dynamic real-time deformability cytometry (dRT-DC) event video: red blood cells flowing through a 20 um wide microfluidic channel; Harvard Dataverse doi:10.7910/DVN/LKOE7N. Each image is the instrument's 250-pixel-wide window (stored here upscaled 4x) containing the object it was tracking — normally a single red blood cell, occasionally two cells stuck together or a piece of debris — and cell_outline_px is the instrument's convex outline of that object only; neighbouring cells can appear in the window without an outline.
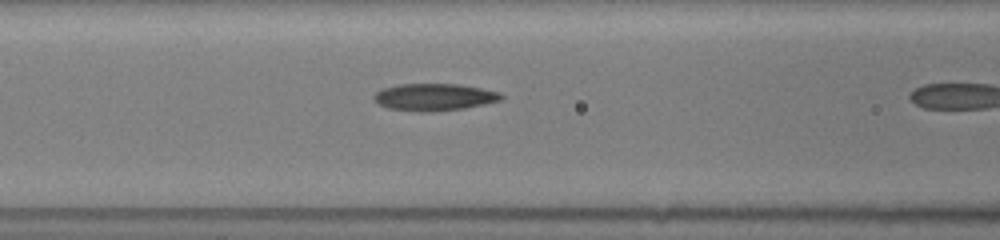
{"species": "common noctule bat (a hibernating species)", "species_latin": "Nyctalus noctula", "temperature_condition": "room temperature", "stored_images_in_passage": 11, "camera_frame_rate_fps": 3000, "um_per_image_px": 0.085, "animal": {"sex": "female", "body_mass_g": 19.5, "forearm_length_mm": 54.1}, "frame": {"image": 1, "passage_image": 10, "time_ms": 3.0, "image_size_px": [1000, 240], "cell_outline_px": [[504, 96], [500, 100], [484, 104], [464, 108], [432, 112], [420, 112], [388, 108], [380, 104], [372, 96], [376, 92], [384, 88], [396, 84], [460, 84], [500, 92]], "centroid_in_image_um": [36.91, 8.25], "position_along_channel_um": 129.7, "area_um2": 20.06}}